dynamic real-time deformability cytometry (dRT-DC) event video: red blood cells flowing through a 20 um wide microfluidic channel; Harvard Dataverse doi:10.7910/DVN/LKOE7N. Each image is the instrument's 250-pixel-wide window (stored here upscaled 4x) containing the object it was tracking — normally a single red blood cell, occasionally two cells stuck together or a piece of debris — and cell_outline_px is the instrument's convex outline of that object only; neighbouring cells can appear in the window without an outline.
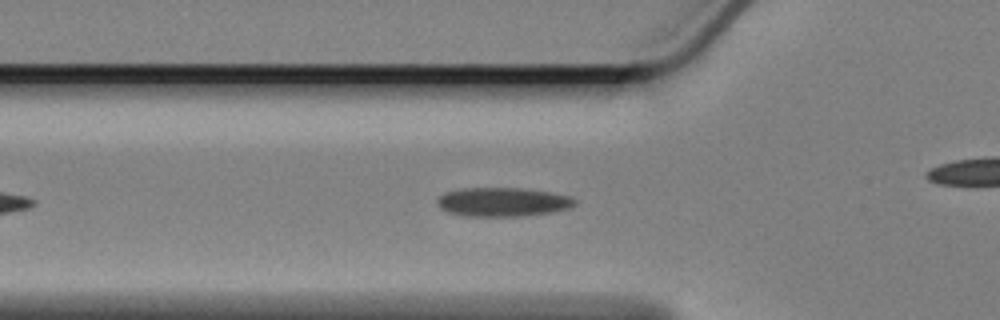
{"species": "Egyptian fruit bat (a non-hibernating species)", "species_latin": "Rousettus aegyptiacus", "temperature_condition": "cold", "stored_images_in_passage": 40, "camera_frame_rate_fps": 3000, "um_per_image_px": 0.085, "animal": {"sex": "female"}, "frame": {"image": 1, "passage_image": 9, "time_ms": 2.667, "image_size_px": [1000, 320], "cell_outline_px": [[576, 204], [568, 208], [552, 212], [524, 216], [464, 216], [448, 212], [440, 208], [436, 204], [436, 200], [444, 192], [460, 188], [520, 188], [548, 192], [568, 196], [576, 200]], "centroid_in_image_um": [42.68, 17.17], "position_along_channel_um": 83.1, "area_um2": 23.24}}
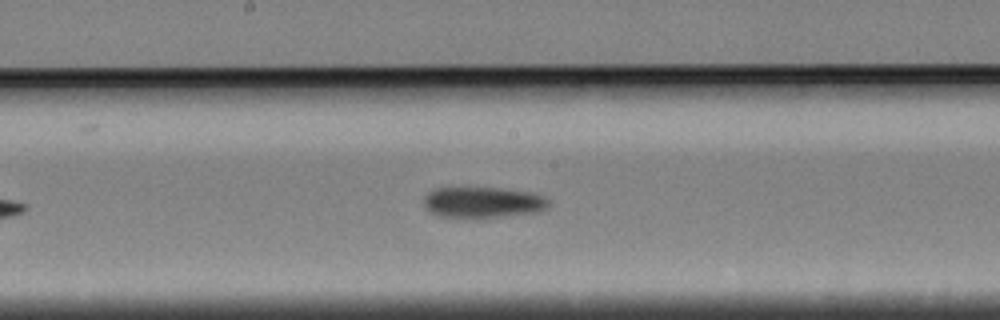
{"frame": {"image": 2, "passage_image": 20, "time_ms": 6.333, "image_size_px": [1000, 320], "cell_outline_px": [[548, 208], [536, 212], [476, 220], [440, 216], [432, 212], [424, 204], [424, 200], [428, 192], [436, 188], [500, 188], [528, 192], [544, 196], [548, 200]], "centroid_in_image_um": [41.05, 17.23], "position_along_channel_um": 207.2, "area_um2": 22.77}}
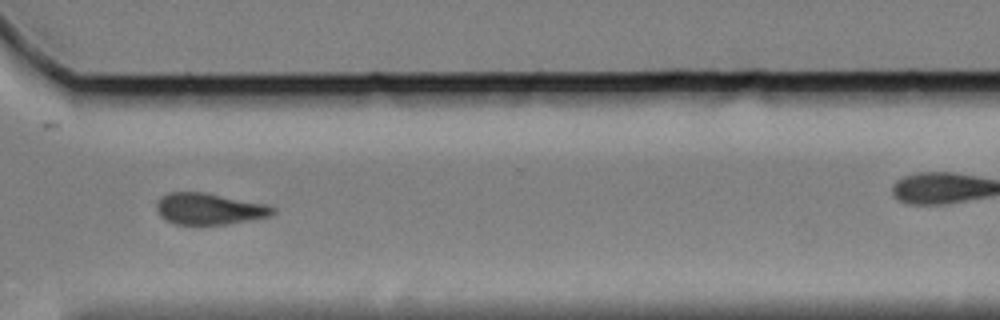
{"frame": {"image": 3, "passage_image": 33, "time_ms": 10.667, "image_size_px": [1000, 320], "cell_outline_px": [[276, 212], [272, 216], [228, 224], [200, 228], [172, 224], [164, 220], [160, 216], [156, 208], [156, 204], [160, 196], [168, 192], [204, 192], [268, 204], [276, 208]], "centroid_in_image_um": [17.76, 17.8], "position_along_channel_um": 352.8, "area_um2": 22.43}}